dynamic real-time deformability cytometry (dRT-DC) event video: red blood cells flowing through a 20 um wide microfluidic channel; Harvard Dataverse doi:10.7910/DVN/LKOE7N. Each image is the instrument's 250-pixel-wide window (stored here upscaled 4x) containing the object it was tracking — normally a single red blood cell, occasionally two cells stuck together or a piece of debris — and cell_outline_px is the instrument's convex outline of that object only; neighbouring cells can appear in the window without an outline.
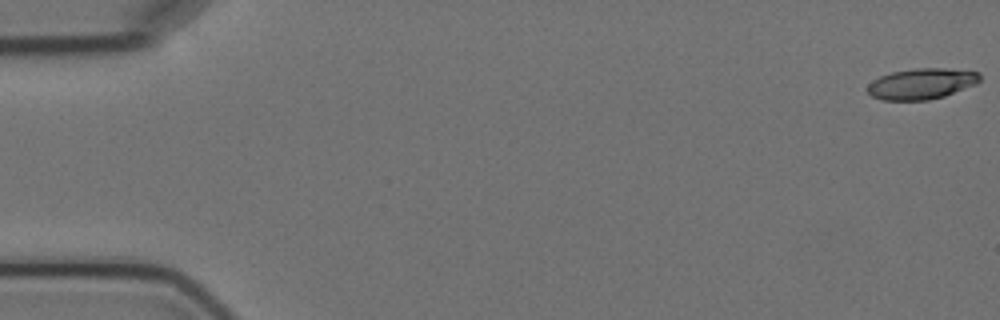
{"species": "Egyptian fruit bat (a non-hibernating species)", "species_latin": "Rousettus aegyptiacus", "temperature_condition": "cold", "stored_images_in_passage": 5, "camera_frame_rate_fps": 3000, "um_per_image_px": 0.085, "animal": {"sex": "female"}, "frame": {"image": 1, "passage_image": 1, "time_ms": 0.0, "image_size_px": [1000, 320], "cell_outline_px": [[980, 80], [976, 84], [944, 96], [928, 100], [884, 100], [872, 96], [868, 92], [868, 84], [872, 80], [880, 76], [892, 72], [916, 68], [944, 68], [980, 72]], "centroid_in_image_um": [78.33, 7.11], "position_along_channel_um": 6.7, "area_um2": 20.11}}